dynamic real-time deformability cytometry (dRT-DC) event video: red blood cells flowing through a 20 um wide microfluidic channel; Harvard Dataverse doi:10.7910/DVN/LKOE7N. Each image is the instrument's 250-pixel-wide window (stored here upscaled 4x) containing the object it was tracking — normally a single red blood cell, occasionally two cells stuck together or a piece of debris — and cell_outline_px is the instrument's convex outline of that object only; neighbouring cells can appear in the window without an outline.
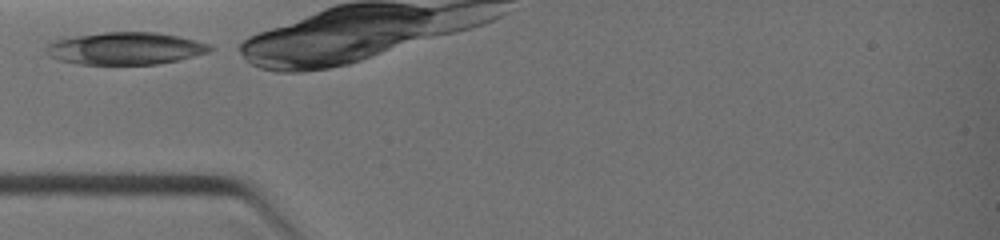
{"species": "common noctule bat (a hibernating species)", "species_latin": "Nyctalus noctula", "temperature_condition": "warm", "stored_images_in_passage": 6, "camera_frame_rate_fps": 3000, "um_per_image_px": 0.085, "animal": {"sex": "female", "body_mass_g": 19.0, "forearm_length_mm": 51.5}, "frame": {"image": 1, "passage_image": 1, "time_ms": 0.0, "image_size_px": [1000, 240], "cell_outline_px": [[216, 48], [208, 52], [176, 60], [156, 64], [80, 64], [60, 60], [48, 56], [44, 52], [44, 48], [48, 44], [56, 40], [104, 32], [156, 32], [180, 36], [212, 44]], "centroid_in_image_um": [10.69, 4.11], "position_along_channel_um": 74.3, "area_um2": 30.75}}